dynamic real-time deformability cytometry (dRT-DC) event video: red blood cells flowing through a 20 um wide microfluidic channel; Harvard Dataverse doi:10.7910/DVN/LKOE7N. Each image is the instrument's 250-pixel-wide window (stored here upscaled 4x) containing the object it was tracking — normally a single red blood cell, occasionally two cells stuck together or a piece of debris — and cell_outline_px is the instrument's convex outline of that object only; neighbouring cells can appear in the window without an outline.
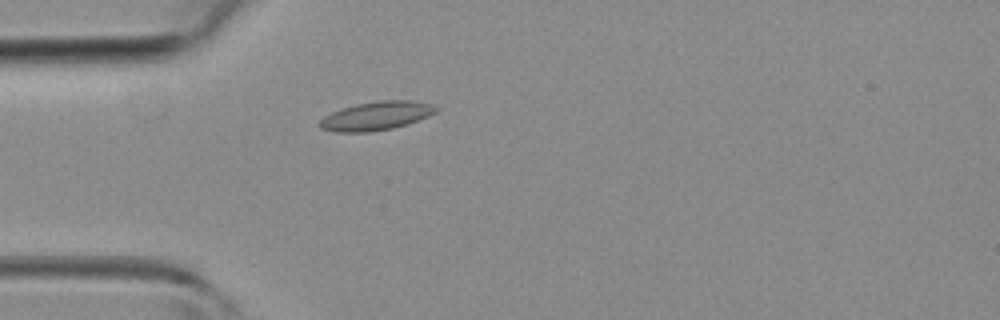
{"species": "common noctule bat (a hibernating species)", "species_latin": "Nyctalus noctula", "temperature_condition": "room temperature", "stored_images_in_passage": 37, "camera_frame_rate_fps": 3000, "um_per_image_px": 0.085, "animal": {"sex": "female", "body_mass_g": 19.3, "forearm_length_mm": 54.1}, "frame": {"image": 1, "passage_image": 5, "time_ms": 1.333, "image_size_px": [1000, 320], "cell_outline_px": [[440, 108], [436, 112], [428, 116], [408, 124], [392, 128], [368, 132], [336, 132], [320, 128], [320, 120], [324, 116], [332, 112], [356, 104], [380, 100], [412, 100], [432, 104]], "centroid_in_image_um": [32.02, 9.84], "position_along_channel_um": 53.0, "area_um2": 19.36}}
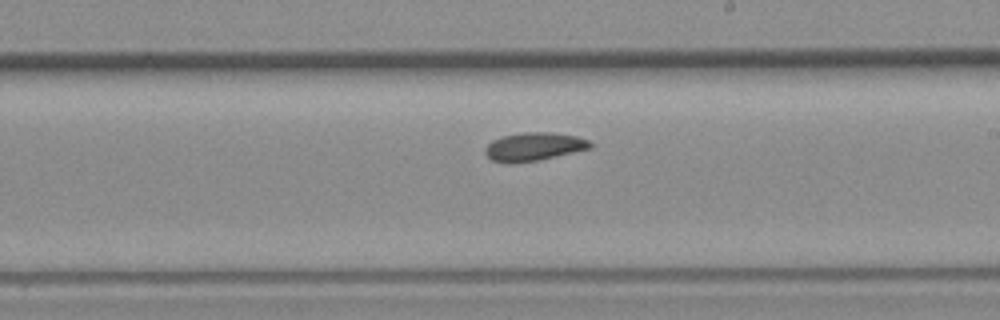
{"frame": {"image": 2, "passage_image": 18, "time_ms": 5.667, "image_size_px": [1000, 320], "cell_outline_px": [[592, 148], [556, 156], [536, 160], [512, 164], [508, 164], [492, 160], [484, 152], [488, 144], [492, 140], [500, 136], [524, 132], [548, 132], [576, 136], [588, 140], [592, 144]], "centroid_in_image_um": [45.35, 12.46], "position_along_channel_um": 243.6, "area_um2": 17.28}}
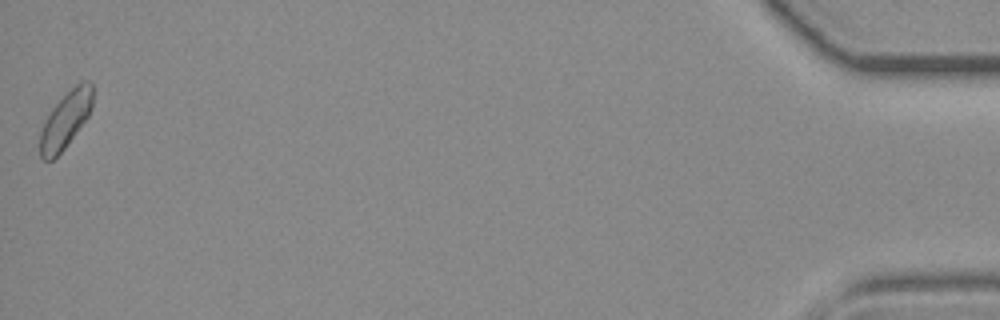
{"frame": {"image": 3, "passage_image": 37, "time_ms": 12.0, "image_size_px": [1000, 320], "cell_outline_px": [[92, 108], [88, 116], [64, 148], [52, 160], [44, 160], [40, 156], [40, 132], [52, 108], [80, 80], [88, 80], [92, 84]], "centroid_in_image_um": [5.58, 10.17], "position_along_channel_um": 429.6, "area_um2": 16.88}}